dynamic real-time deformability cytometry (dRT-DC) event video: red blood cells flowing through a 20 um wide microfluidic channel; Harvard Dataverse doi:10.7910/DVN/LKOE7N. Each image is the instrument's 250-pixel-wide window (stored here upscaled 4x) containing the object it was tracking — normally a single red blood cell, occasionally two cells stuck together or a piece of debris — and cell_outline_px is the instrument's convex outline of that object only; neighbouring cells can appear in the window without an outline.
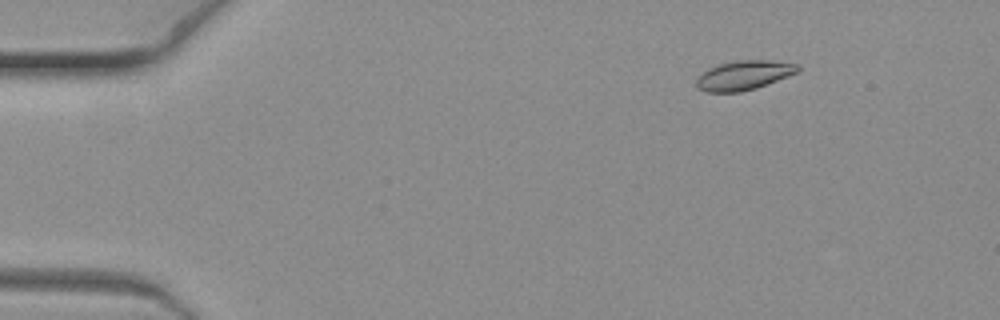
{"species": "common noctule bat (a hibernating species)", "species_latin": "Nyctalus noctula", "temperature_condition": "warm", "stored_images_in_passage": 8, "camera_frame_rate_fps": 3000, "um_per_image_px": 0.085, "animal": {"sex": "female", "body_mass_g": 19.3, "forearm_length_mm": 54.1}, "frame": {"image": 1, "passage_image": 3, "time_ms": 0.667, "image_size_px": [1000, 320], "cell_outline_px": [[800, 72], [756, 88], [740, 92], [704, 92], [696, 88], [696, 80], [708, 68], [720, 64], [736, 60], [772, 60], [800, 64]], "centroid_in_image_um": [63.26, 6.39], "position_along_channel_um": 21.7, "area_um2": 17.51}}
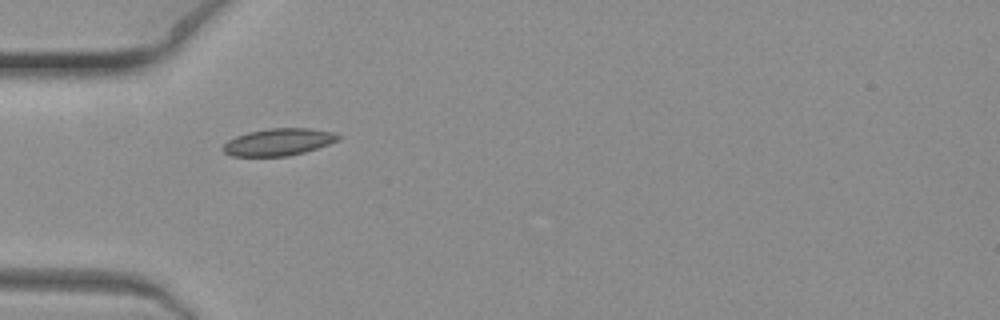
{"frame": {"image": 2, "passage_image": 7, "time_ms": 2.0, "image_size_px": [1000, 320], "cell_outline_px": [[344, 136], [340, 140], [304, 152], [288, 156], [232, 156], [224, 152], [220, 148], [228, 140], [236, 136], [248, 132], [268, 128], [308, 128], [332, 132]], "centroid_in_image_um": [23.67, 12.07], "position_along_channel_um": 61.3, "area_um2": 18.26}}
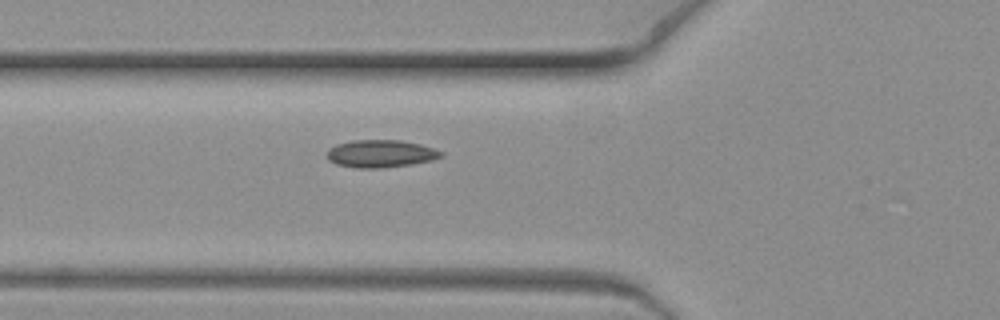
{"frame": {"image": 3, "passage_image": 8, "time_ms": 2.333, "image_size_px": [1000, 320], "cell_outline_px": [[444, 156], [432, 160], [412, 164], [384, 168], [356, 168], [336, 164], [328, 160], [328, 148], [336, 144], [352, 140], [400, 140], [420, 144], [444, 152]], "centroid_in_image_um": [32.36, 13.06], "position_along_channel_um": 93.4, "area_um2": 18.44}}